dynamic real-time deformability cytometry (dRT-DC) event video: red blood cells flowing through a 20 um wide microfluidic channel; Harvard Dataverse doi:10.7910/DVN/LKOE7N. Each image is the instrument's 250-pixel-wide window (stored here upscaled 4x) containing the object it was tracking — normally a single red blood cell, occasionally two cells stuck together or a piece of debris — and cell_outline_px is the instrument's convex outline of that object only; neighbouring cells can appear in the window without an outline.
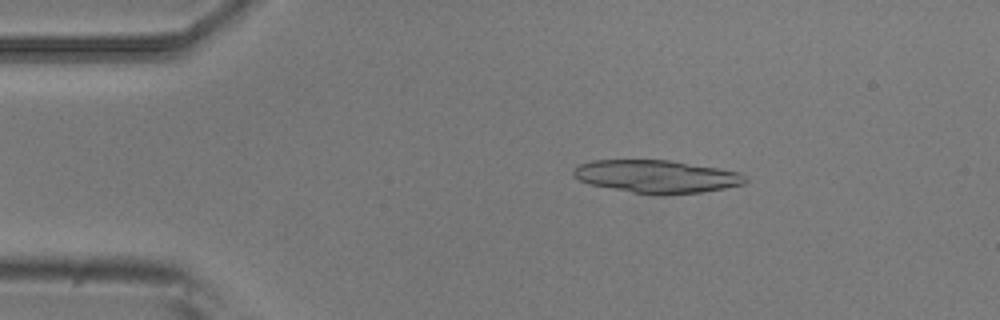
{"species": "common noctule bat (a hibernating species)", "species_latin": "Nyctalus noctula", "temperature_condition": "room temperature", "stored_images_in_passage": 5, "camera_frame_rate_fps": 3000, "um_per_image_px": 0.085, "animal": {"sex": "male", "body_mass_g": 20.5, "forearm_length_mm": 52.5}, "frame": {"image": 1, "passage_image": 3, "time_ms": 0.667, "image_size_px": [1000, 320], "cell_outline_px": [[748, 180], [744, 184], [704, 192], [664, 196], [660, 196], [632, 192], [588, 184], [580, 180], [572, 172], [580, 164], [592, 160], [668, 160], [740, 172]], "centroid_in_image_um": [55.83, 15.02], "position_along_channel_um": 29.2, "area_um2": 32.89}}